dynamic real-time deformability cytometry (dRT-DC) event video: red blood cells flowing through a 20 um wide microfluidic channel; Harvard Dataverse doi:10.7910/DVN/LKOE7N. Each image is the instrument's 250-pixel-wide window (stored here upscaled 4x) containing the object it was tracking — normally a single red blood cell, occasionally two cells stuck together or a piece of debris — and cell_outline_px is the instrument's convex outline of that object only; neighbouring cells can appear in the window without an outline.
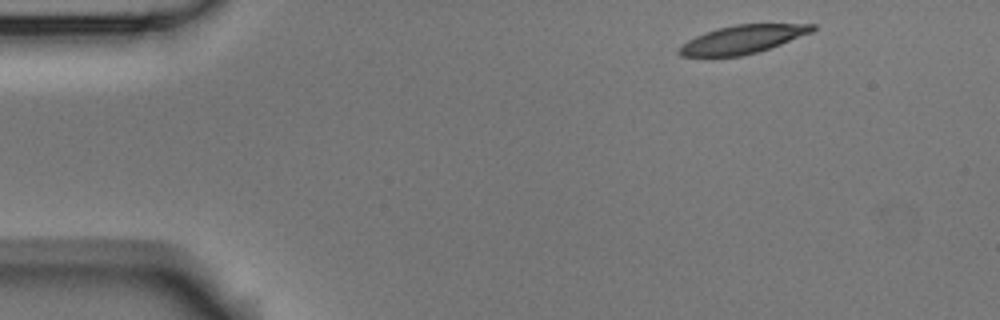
{"species": "Egyptian fruit bat (a non-hibernating species)", "species_latin": "Rousettus aegyptiacus", "temperature_condition": "room temperature", "stored_images_in_passage": 4, "camera_frame_rate_fps": 3000, "um_per_image_px": 0.085, "animal": {"sex": "male"}, "frame": {"image": 1, "passage_image": 1, "time_ms": 0.0, "image_size_px": [1000, 320], "cell_outline_px": [[816, 28], [812, 32], [780, 44], [756, 52], [740, 56], [680, 56], [676, 52], [676, 48], [688, 40], [696, 36], [716, 28], [736, 24], [816, 24]], "centroid_in_image_um": [63.07, 3.34], "position_along_channel_um": 21.9, "area_um2": 21.79}}
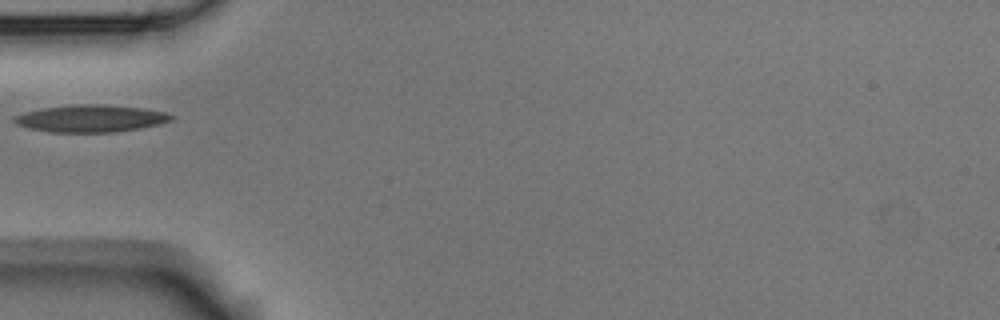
{"frame": {"image": 2, "passage_image": 4, "time_ms": 1.0, "image_size_px": [1000, 320], "cell_outline_px": [[172, 120], [160, 124], [140, 128], [112, 132], [48, 132], [28, 128], [16, 124], [12, 120], [12, 116], [24, 112], [44, 108], [72, 104], [100, 104], [144, 108], [164, 112], [172, 116]], "centroid_in_image_um": [7.66, 10.07], "position_along_channel_um": 77.3, "area_um2": 24.91}}